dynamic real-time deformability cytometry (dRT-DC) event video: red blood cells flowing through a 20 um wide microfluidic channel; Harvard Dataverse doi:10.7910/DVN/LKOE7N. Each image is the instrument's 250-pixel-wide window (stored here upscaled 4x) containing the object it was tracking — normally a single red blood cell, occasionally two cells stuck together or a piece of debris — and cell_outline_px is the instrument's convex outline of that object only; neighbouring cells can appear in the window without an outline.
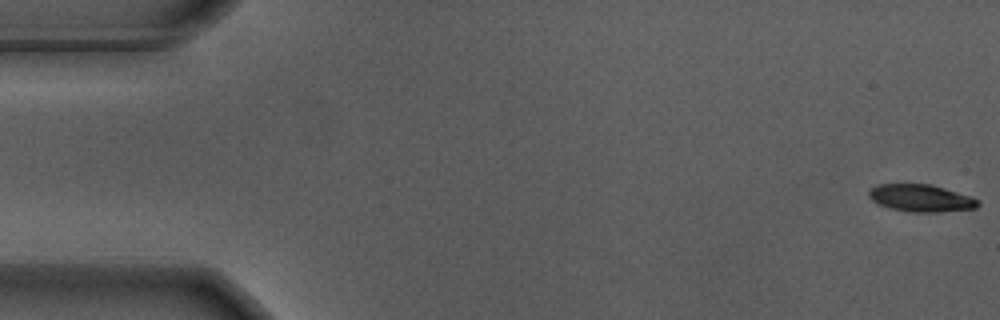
{"species": "Egyptian fruit bat (a non-hibernating species)", "species_latin": "Rousettus aegyptiacus", "temperature_condition": "warm", "stored_images_in_passage": 54, "camera_frame_rate_fps": 3000, "um_per_image_px": 0.085, "animal": {"sex": "male"}, "frame": {"image": 1, "passage_image": 1, "time_ms": 0.0, "image_size_px": [1000, 320], "cell_outline_px": [[980, 204], [976, 208], [940, 212], [912, 212], [892, 208], [880, 204], [872, 200], [868, 196], [868, 192], [876, 184], [932, 184], [972, 196], [980, 200]], "centroid_in_image_um": [78.33, 16.83], "position_along_channel_um": 6.7, "area_um2": 17.4}}
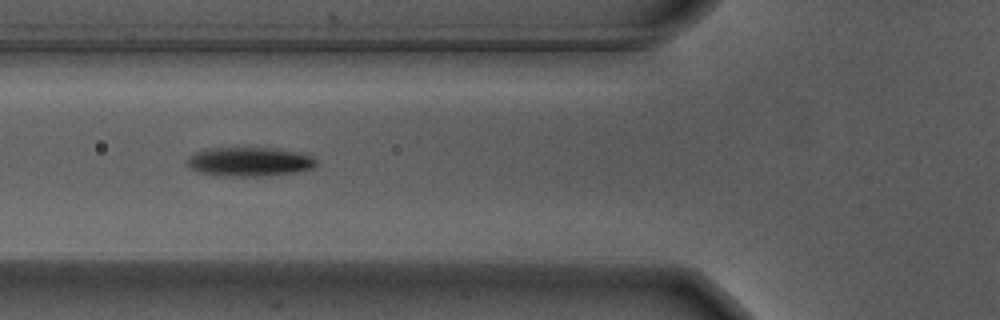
{"frame": {"image": 2, "passage_image": 21, "time_ms": 6.667, "image_size_px": [1000, 320], "cell_outline_px": [[320, 164], [312, 168], [296, 172], [264, 176], [228, 176], [200, 172], [192, 168], [188, 164], [188, 156], [196, 152], [208, 148], [272, 148], [300, 152], [312, 156]], "centroid_in_image_um": [21.26, 13.74], "position_along_channel_um": 104.5, "area_um2": 21.79}}
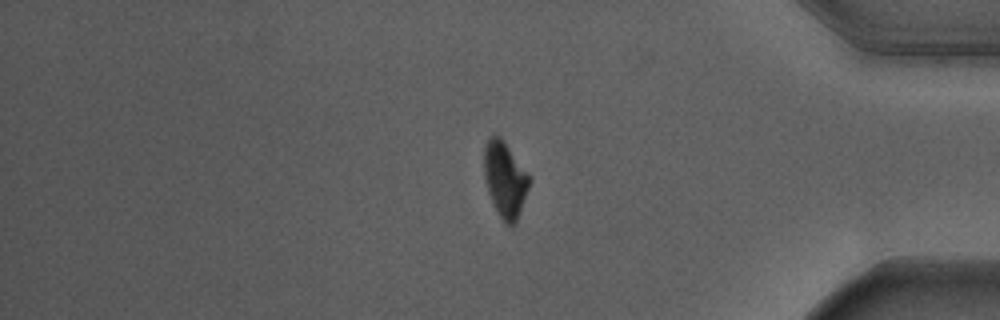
{"frame": {"image": 3, "passage_image": 47, "time_ms": 15.333, "image_size_px": [1000, 320], "cell_outline_px": [[532, 180], [516, 224], [512, 228], [496, 212], [492, 204], [488, 192], [484, 176], [484, 144], [492, 136], [500, 136], [528, 172]], "centroid_in_image_um": [42.94, 15.29], "position_along_channel_um": 392.3, "area_um2": 20.17}}